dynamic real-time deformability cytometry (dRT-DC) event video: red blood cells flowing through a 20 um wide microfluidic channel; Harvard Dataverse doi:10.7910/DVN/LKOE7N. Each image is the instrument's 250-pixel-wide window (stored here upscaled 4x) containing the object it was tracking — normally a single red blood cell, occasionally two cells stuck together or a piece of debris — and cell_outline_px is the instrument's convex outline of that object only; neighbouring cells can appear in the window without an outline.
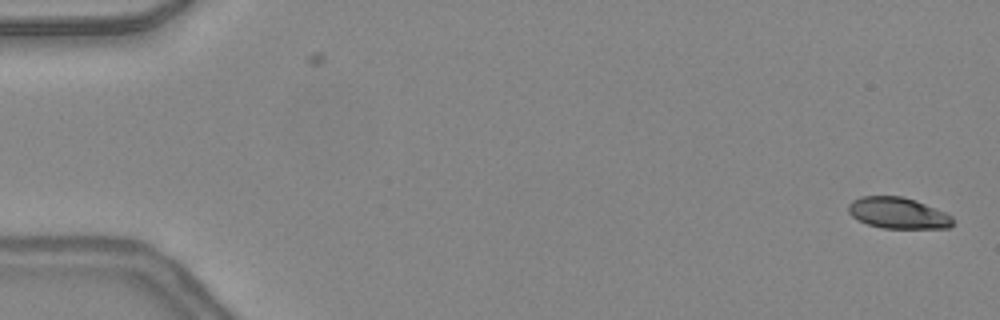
{"species": "common noctule bat (a hibernating species)", "species_latin": "Nyctalus noctula", "temperature_condition": "warm", "stored_images_in_passage": 15, "camera_frame_rate_fps": 3000, "um_per_image_px": 0.085, "animal": {"sex": "female", "body_mass_g": 24.6, "forearm_length_mm": 56.2}, "frame": {"image": 1, "passage_image": 1, "time_ms": 0.0, "image_size_px": [1000, 320], "cell_outline_px": [[952, 224], [948, 228], [880, 228], [868, 224], [852, 216], [848, 212], [848, 204], [852, 200], [860, 196], [900, 196], [916, 200], [944, 212], [952, 216]], "centroid_in_image_um": [76.3, 18.1], "position_along_channel_um": 8.7, "area_um2": 18.9}}
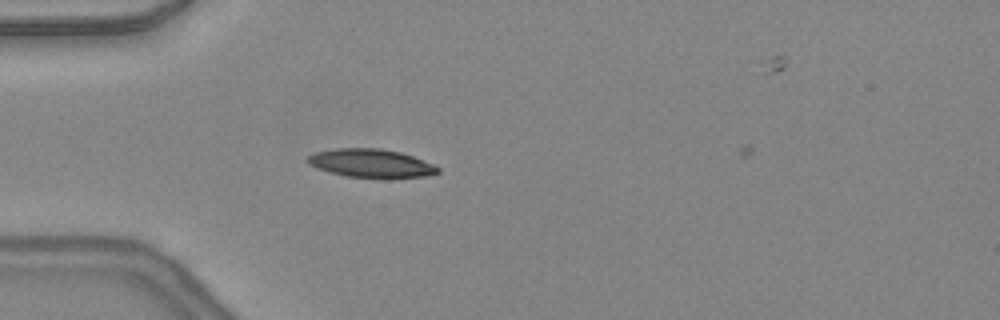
{"frame": {"image": 2, "passage_image": 14, "time_ms": 4.333, "image_size_px": [1000, 320], "cell_outline_px": [[440, 172], [424, 176], [388, 180], [384, 180], [344, 176], [328, 172], [308, 164], [304, 160], [308, 156], [316, 152], [336, 148], [380, 148], [400, 152], [412, 156], [432, 164], [440, 168]], "centroid_in_image_um": [31.53, 13.91], "position_along_channel_um": 53.5, "area_um2": 22.2}}